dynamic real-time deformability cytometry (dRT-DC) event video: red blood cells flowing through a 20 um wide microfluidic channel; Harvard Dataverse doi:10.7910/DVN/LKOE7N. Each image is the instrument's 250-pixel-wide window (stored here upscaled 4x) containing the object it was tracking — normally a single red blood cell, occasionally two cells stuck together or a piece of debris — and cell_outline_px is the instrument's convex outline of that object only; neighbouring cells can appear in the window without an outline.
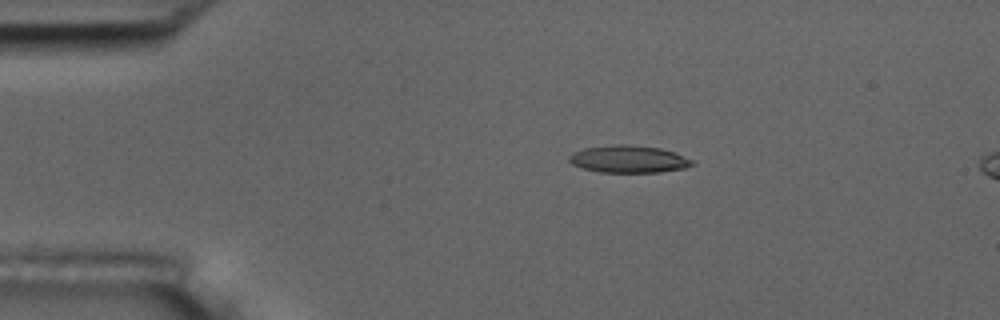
{"species": "common noctule bat (a hibernating species)", "species_latin": "Nyctalus noctula", "temperature_condition": "room temperature", "stored_images_in_passage": 5, "camera_frame_rate_fps": 3000, "um_per_image_px": 0.085, "animal": {"sex": "male", "body_mass_g": 17.5, "forearm_length_mm": 52.3}, "frame": {"image": 1, "passage_image": 3, "time_ms": 2.667, "image_size_px": [1000, 320], "cell_outline_px": [[696, 164], [684, 168], [660, 172], [600, 172], [584, 168], [572, 164], [568, 160], [568, 156], [572, 152], [584, 148], [620, 144], [628, 144], [660, 148], [696, 160]], "centroid_in_image_um": [53.45, 13.52], "position_along_channel_um": 31.5, "area_um2": 19.59}}